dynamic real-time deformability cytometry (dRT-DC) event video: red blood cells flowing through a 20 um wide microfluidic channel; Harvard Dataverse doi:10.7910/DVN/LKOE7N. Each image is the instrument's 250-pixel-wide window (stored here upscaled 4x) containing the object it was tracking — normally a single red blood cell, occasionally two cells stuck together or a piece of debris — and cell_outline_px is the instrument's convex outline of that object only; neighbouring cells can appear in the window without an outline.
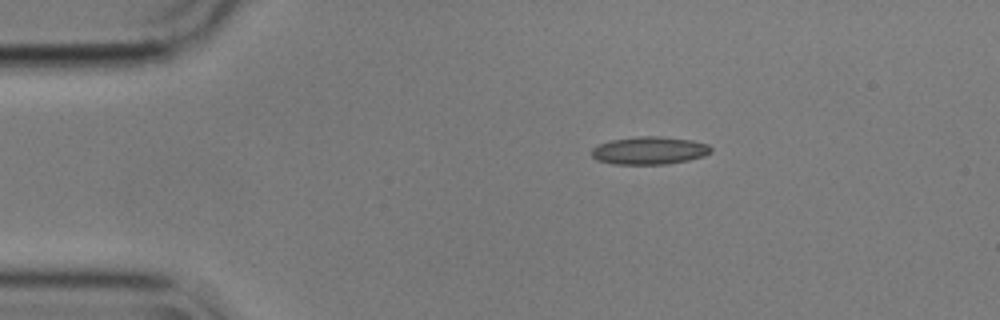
{"species": "common noctule bat (a hibernating species)", "species_latin": "Nyctalus noctula", "temperature_condition": "cold", "stored_images_in_passage": 46, "camera_frame_rate_fps": 3000, "um_per_image_px": 0.085, "animal": {"sex": "male", "body_mass_g": 17.9}, "frame": {"image": 1, "passage_image": 1, "time_ms": 0.0, "image_size_px": [1000, 320], "cell_outline_px": [[712, 152], [704, 156], [688, 160], [668, 164], [612, 164], [596, 160], [592, 156], [592, 148], [600, 144], [612, 140], [636, 136], [660, 136], [692, 140], [708, 144], [712, 148]], "centroid_in_image_um": [55.22, 12.79], "position_along_channel_um": 29.8, "area_um2": 19.42}}
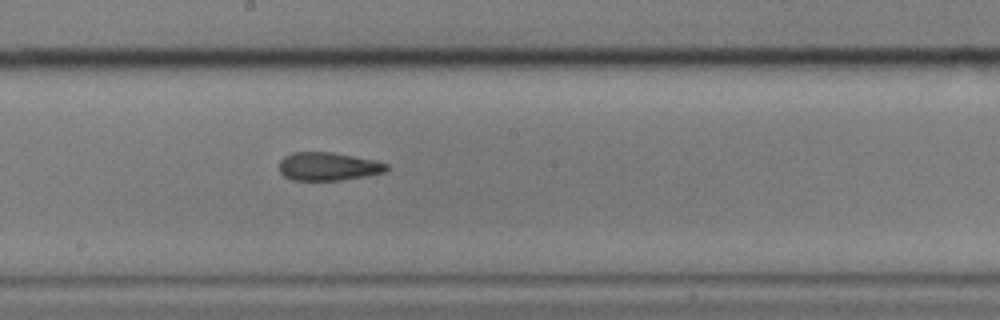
{"frame": {"image": 2, "passage_image": 21, "time_ms": 6.667, "image_size_px": [1000, 320], "cell_outline_px": [[388, 168], [384, 172], [368, 176], [340, 180], [292, 180], [284, 176], [280, 172], [280, 160], [284, 156], [292, 152], [332, 152], [376, 160], [388, 164]], "centroid_in_image_um": [27.9, 14.14], "position_along_channel_um": 220.3, "area_um2": 17.74}}
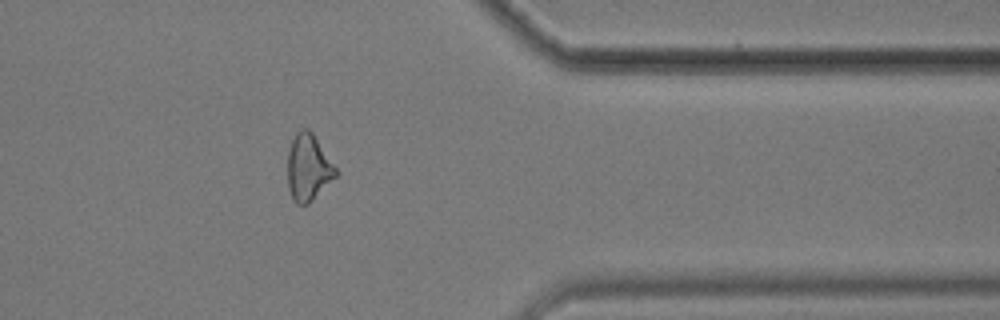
{"frame": {"image": 3, "passage_image": 36, "time_ms": 11.667, "image_size_px": [1000, 320], "cell_outline_px": [[336, 176], [308, 204], [296, 204], [292, 200], [288, 188], [288, 152], [292, 140], [296, 132], [300, 128], [308, 128], [312, 132], [336, 168]], "centroid_in_image_um": [26.17, 14.24], "position_along_channel_um": 385.2, "area_um2": 18.5}, "authors_computed_cell_mechanics": {"area_um2": 18.3515, "velocity_mm_per_s": 3.5819, "shape_relaxation_time_tau1_ms": 8.7438, "shape_relaxation_time_tau2_ms": 2.6714, "deformation_change_tau1": 0.1789, "deformation_change_tau2": 0.1128}}